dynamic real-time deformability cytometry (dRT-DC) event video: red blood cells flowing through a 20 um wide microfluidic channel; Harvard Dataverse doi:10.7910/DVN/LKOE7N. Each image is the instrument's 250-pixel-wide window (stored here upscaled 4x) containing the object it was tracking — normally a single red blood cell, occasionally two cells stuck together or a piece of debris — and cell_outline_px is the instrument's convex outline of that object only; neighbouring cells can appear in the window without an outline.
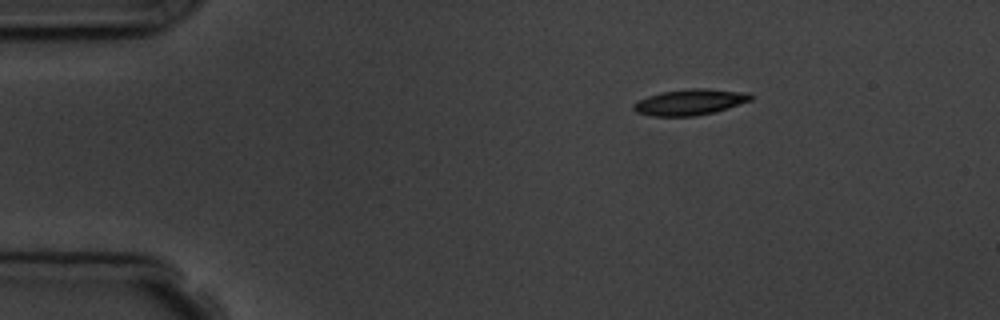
{"species": "common noctule bat (a hibernating species)", "species_latin": "Nyctalus noctula", "temperature_condition": "room temperature", "stored_images_in_passage": 6, "camera_frame_rate_fps": 3000, "um_per_image_px": 0.085, "animal": {"sex": "male", "body_mass_g": 19.5, "forearm_length_mm": 54.6}, "frame": {"image": 1, "passage_image": 6, "time_ms": 6.667, "image_size_px": [1000, 320], "cell_outline_px": [[752, 100], [728, 108], [696, 116], [652, 116], [636, 112], [632, 108], [632, 104], [636, 100], [660, 92], [688, 88], [704, 88], [748, 92], [752, 96]], "centroid_in_image_um": [58.61, 8.67], "position_along_channel_um": 26.4, "area_um2": 17.86}}